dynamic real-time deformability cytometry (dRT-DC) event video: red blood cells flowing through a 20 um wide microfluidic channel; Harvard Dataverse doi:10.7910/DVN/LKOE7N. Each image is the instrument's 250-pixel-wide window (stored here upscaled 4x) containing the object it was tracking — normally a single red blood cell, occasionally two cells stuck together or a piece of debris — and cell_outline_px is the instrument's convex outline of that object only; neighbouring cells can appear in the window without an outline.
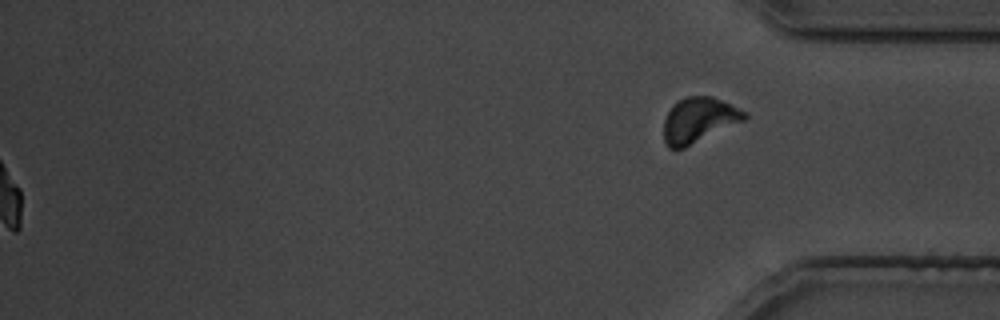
{"species": "common noctule bat (a hibernating species)", "species_latin": "Nyctalus noctula", "temperature_condition": "cold", "stored_images_in_passage": 38, "segment_of_instrument_passage": [2, 2], "camera_frame_rate_fps": 3000, "um_per_image_px": 0.085, "animal": {"sex": "male", "body_mass_g": 19.5, "forearm_length_mm": 54.6}, "frame": {"image": 1, "passage_image": 38, "time_ms": 45.0, "image_size_px": [1000, 320], "cell_outline_px": [[748, 116], [744, 120], [684, 148], [668, 148], [664, 140], [664, 120], [672, 104], [676, 100], [688, 96], [712, 96], [748, 112]], "centroid_in_image_um": [59.38, 10.18], "position_along_channel_um": 375.8, "area_um2": 21.15}}